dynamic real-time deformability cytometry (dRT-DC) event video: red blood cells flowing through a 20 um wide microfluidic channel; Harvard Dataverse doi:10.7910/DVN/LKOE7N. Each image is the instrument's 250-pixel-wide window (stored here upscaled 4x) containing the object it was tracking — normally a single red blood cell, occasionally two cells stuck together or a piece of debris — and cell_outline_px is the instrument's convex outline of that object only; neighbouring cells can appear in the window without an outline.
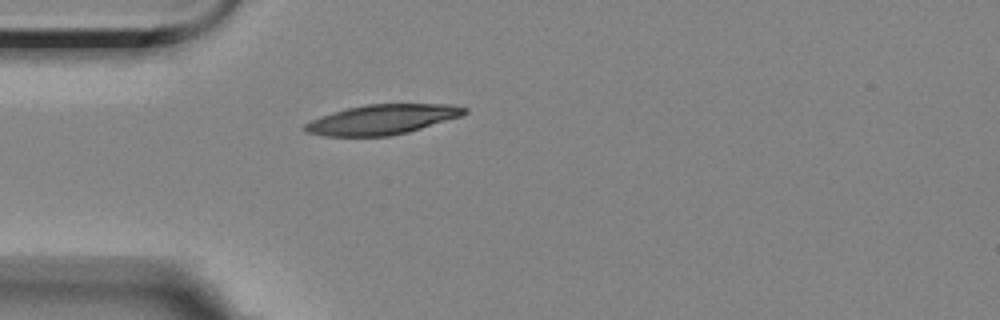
{"species": "Egyptian fruit bat (a non-hibernating species)", "species_latin": "Rousettus aegyptiacus", "temperature_condition": "room temperature", "stored_images_in_passage": 36, "camera_frame_rate_fps": 3000, "um_per_image_px": 0.085, "animal": {"sex": "female"}, "frame": {"image": 1, "passage_image": 1, "time_ms": 0.0, "image_size_px": [1000, 320], "cell_outline_px": [[468, 112], [460, 116], [408, 132], [388, 136], [324, 136], [304, 132], [300, 128], [304, 124], [320, 116], [332, 112], [348, 108], [368, 104], [452, 104], [468, 108]], "centroid_in_image_um": [32.44, 10.16], "position_along_channel_um": 52.6, "area_um2": 27.74}}
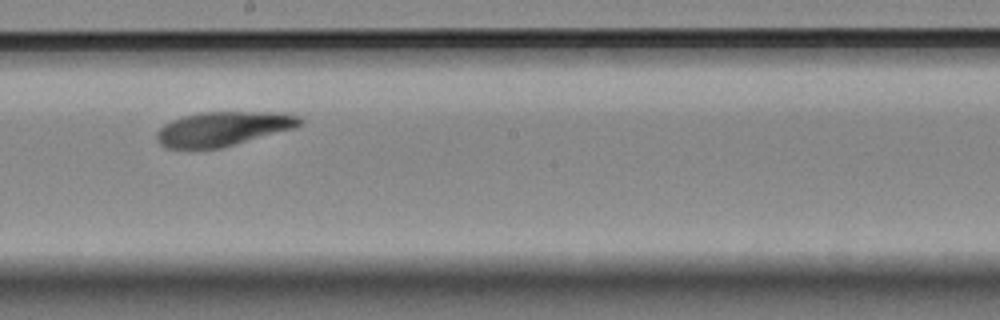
{"frame": {"image": 2, "passage_image": 17, "time_ms": 5.333, "image_size_px": [1000, 320], "cell_outline_px": [[304, 120], [300, 124], [292, 128], [220, 148], [168, 148], [160, 144], [156, 140], [156, 132], [164, 124], [172, 120], [184, 116], [200, 112], [284, 112], [300, 116]], "centroid_in_image_um": [18.93, 10.93], "position_along_channel_um": 229.3, "area_um2": 28.32}}
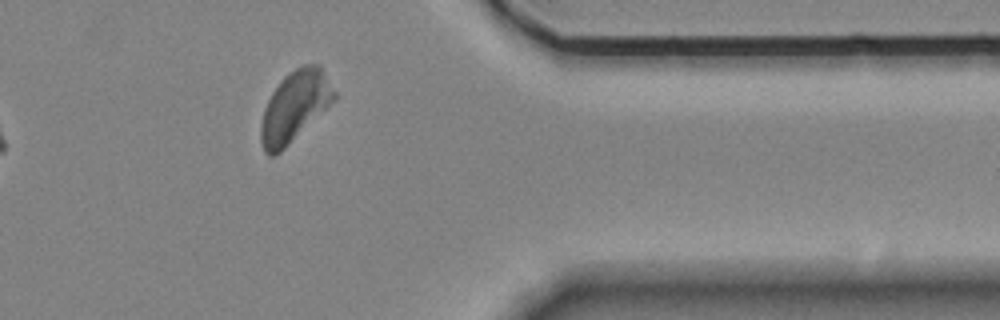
{"frame": {"image": 3, "passage_image": 32, "time_ms": 10.333, "image_size_px": [1000, 320], "cell_outline_px": [[336, 100], [280, 152], [272, 156], [268, 156], [264, 152], [260, 140], [260, 124], [264, 108], [272, 92], [284, 76], [300, 64], [320, 64], [336, 92]], "centroid_in_image_um": [25.05, 9.03], "position_along_channel_um": 386.3, "area_um2": 30.29}, "authors_computed_cell_mechanics": {"area_um2": 29.0445, "velocity_mm_per_s": 3.4412, "shape_relaxation_time_tau1_ms": 9.3113, "shape_relaxation_time_tau2_ms": null, "deformation_change_tau1": 0.1569, "deformation_change_tau2": null}}